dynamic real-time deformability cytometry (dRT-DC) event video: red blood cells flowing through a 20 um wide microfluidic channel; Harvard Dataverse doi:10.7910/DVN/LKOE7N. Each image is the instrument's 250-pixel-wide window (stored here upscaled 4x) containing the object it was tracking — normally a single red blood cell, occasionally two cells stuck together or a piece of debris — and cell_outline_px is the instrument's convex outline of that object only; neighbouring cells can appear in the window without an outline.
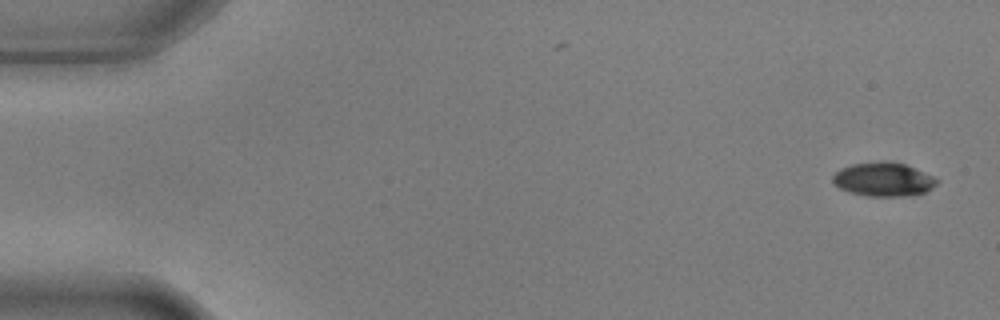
{"species": "common noctule bat (a hibernating species)", "species_latin": "Nyctalus noctula", "temperature_condition": "warm", "stored_images_in_passage": 4, "camera_frame_rate_fps": 3000, "um_per_image_px": 0.085, "animal": {"sex": "male", "body_mass_g": 17.9, "forearm_length_mm": 54.2}, "frame": {"image": 1, "passage_image": 1, "time_ms": 0.0, "image_size_px": [1000, 320], "cell_outline_px": [[940, 180], [932, 188], [924, 192], [912, 196], [868, 196], [848, 192], [840, 188], [832, 180], [832, 176], [840, 168], [852, 164], [880, 160], [888, 160], [904, 164], [932, 176]], "centroid_in_image_um": [75.08, 15.24], "position_along_channel_um": 9.9, "area_um2": 20.63}}